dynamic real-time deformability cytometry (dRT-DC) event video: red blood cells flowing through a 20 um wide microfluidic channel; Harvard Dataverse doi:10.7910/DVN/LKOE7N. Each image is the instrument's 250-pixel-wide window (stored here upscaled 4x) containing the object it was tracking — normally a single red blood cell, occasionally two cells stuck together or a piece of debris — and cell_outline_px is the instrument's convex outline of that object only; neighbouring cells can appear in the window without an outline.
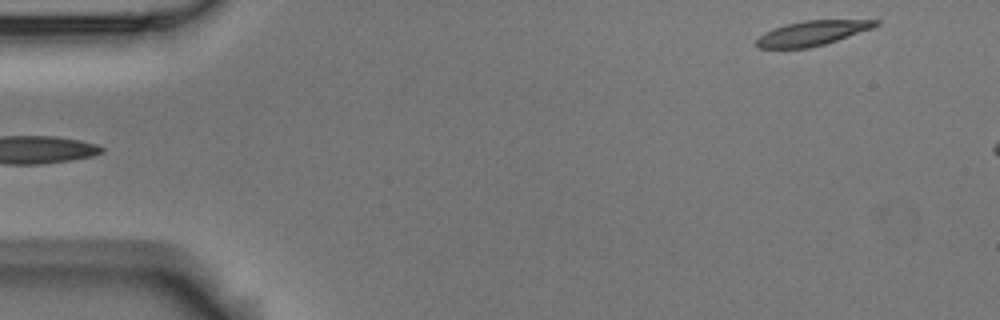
{"species": "Egyptian fruit bat (a non-hibernating species)", "species_latin": "Rousettus aegyptiacus", "temperature_condition": "room temperature", "stored_images_in_passage": 6, "segment_of_instrument_passage": [2, 2], "camera_frame_rate_fps": 3000, "um_per_image_px": 0.085, "animal": {"sex": "male"}, "frame": {"image": 1, "passage_image": 6, "time_ms": 1.667, "image_size_px": [1000, 320], "cell_outline_px": [[880, 24], [872, 28], [824, 44], [808, 48], [756, 48], [756, 40], [764, 32], [772, 28], [804, 20], [880, 20]], "centroid_in_image_um": [69.0, 2.81], "position_along_channel_um": 16.0, "area_um2": 16.99}}